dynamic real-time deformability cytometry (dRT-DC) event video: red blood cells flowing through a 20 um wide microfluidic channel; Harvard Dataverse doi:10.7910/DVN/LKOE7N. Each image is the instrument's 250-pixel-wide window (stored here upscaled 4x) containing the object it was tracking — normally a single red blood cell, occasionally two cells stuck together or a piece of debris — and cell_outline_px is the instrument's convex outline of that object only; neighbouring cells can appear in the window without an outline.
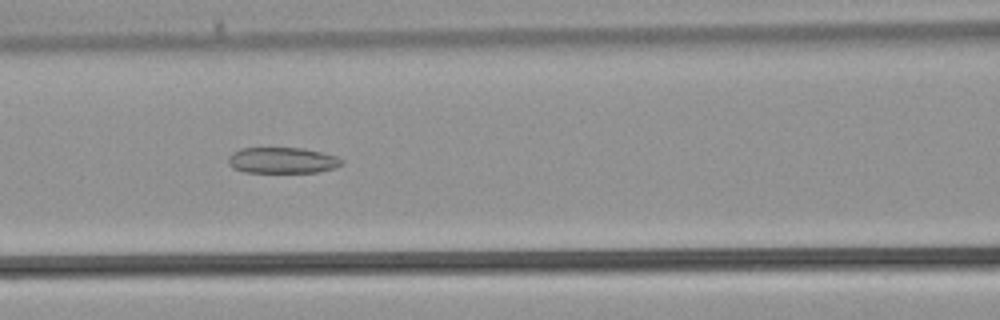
{"species": "common noctule bat (a hibernating species)", "species_latin": "Nyctalus noctula", "temperature_condition": "warm", "stored_images_in_passage": 37, "camera_frame_rate_fps": 3000, "um_per_image_px": 0.085, "animal": {"sex": "male", "body_mass_g": 21.5, "forearm_length_mm": 52.0}, "frame": {"image": 1, "passage_image": 15, "time_ms": 4.667, "image_size_px": [1000, 320], "cell_outline_px": [[344, 160], [336, 168], [316, 172], [244, 172], [232, 168], [228, 164], [228, 156], [232, 152], [240, 148], [300, 148], [320, 152], [336, 156]], "centroid_in_image_um": [23.95, 13.63], "position_along_channel_um": 142.7, "area_um2": 17.17}}
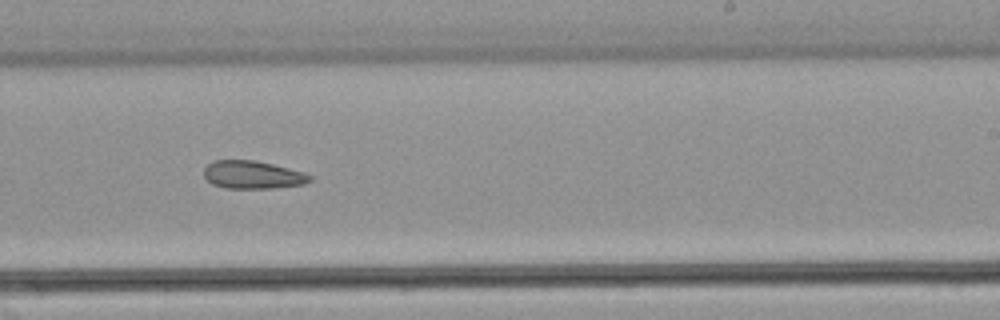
{"frame": {"image": 2, "passage_image": 22, "time_ms": 7.0, "image_size_px": [1000, 320], "cell_outline_px": [[312, 180], [304, 184], [272, 188], [228, 188], [212, 184], [204, 176], [204, 168], [212, 160], [256, 160], [304, 172], [312, 176]], "centroid_in_image_um": [21.48, 14.85], "position_along_channel_um": 267.5, "area_um2": 17.22}}
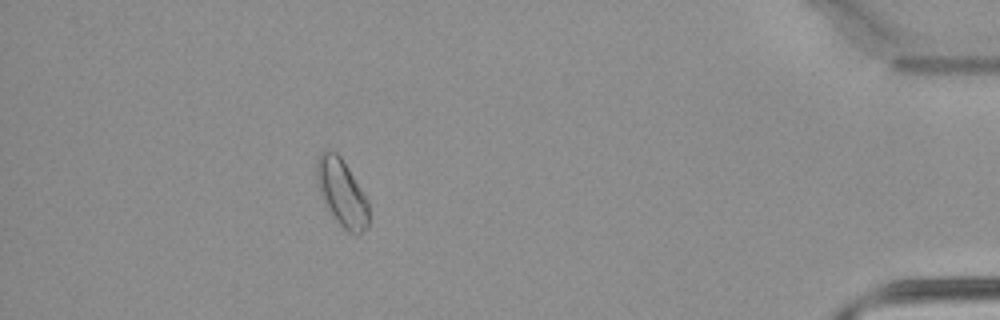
{"frame": {"image": 3, "passage_image": 33, "time_ms": 10.667, "image_size_px": [1000, 320], "cell_outline_px": [[368, 224], [360, 232], [348, 232], [328, 212], [324, 204], [316, 180], [316, 164], [320, 152], [328, 148], [336, 152], [340, 156], [348, 168], [368, 200]], "centroid_in_image_um": [29.01, 16.33], "position_along_channel_um": 406.2, "area_um2": 20.17}}